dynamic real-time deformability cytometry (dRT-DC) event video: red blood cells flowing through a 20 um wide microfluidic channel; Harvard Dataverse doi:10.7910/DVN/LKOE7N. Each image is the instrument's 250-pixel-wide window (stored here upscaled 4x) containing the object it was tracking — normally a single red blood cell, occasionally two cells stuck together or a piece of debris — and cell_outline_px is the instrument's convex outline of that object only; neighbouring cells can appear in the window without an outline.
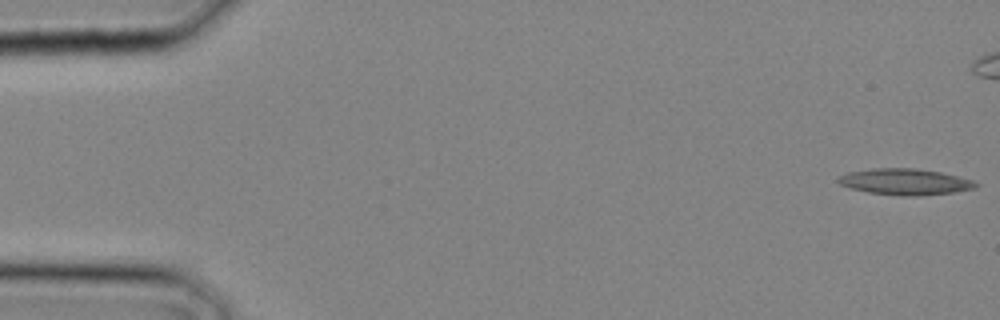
{"species": "common noctule bat (a hibernating species)", "species_latin": "Nyctalus noctula", "temperature_condition": "cold", "stored_images_in_passage": 14, "camera_frame_rate_fps": 3000, "um_per_image_px": 0.085, "animal": {"sex": "male", "body_mass_g": 20.4}, "frame": {"image": 1, "passage_image": 1, "time_ms": 0.0, "image_size_px": [1000, 320], "cell_outline_px": [[980, 184], [976, 188], [952, 192], [916, 196], [900, 196], [868, 192], [852, 188], [840, 184], [836, 180], [840, 176], [848, 172], [872, 168], [912, 168], [940, 172], [972, 180]], "centroid_in_image_um": [76.92, 15.45], "position_along_channel_um": 8.1, "area_um2": 20.81}}